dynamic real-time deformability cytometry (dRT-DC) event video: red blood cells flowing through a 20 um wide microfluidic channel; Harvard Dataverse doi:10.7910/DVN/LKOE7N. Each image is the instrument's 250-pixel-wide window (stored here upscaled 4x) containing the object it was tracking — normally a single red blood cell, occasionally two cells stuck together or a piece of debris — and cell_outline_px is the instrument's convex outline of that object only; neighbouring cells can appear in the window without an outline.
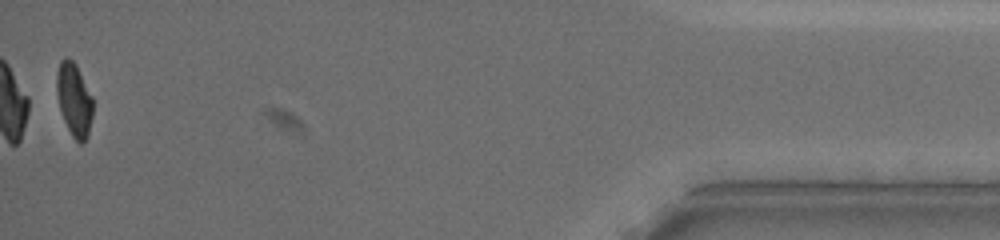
{"species": "common noctule bat (a hibernating species)", "species_latin": "Nyctalus noctula", "temperature_condition": "warm", "stored_images_in_passage": 50, "segment_of_instrument_passage": [2, 2], "camera_frame_rate_fps": 3000, "um_per_image_px": 0.085, "animal": {"sex": "female", "body_mass_g": 19.5, "forearm_length_mm": 54.1}, "frame": {"image": 1, "passage_image": 50, "time_ms": 16.333, "image_size_px": [1000, 240], "cell_outline_px": [[92, 116], [88, 136], [80, 144], [72, 136], [64, 120], [60, 108], [56, 92], [56, 76], [60, 60], [68, 56], [76, 64], [92, 96]], "centroid_in_image_um": [6.29, 8.44], "position_along_channel_um": 428.9, "area_um2": 15.37}}